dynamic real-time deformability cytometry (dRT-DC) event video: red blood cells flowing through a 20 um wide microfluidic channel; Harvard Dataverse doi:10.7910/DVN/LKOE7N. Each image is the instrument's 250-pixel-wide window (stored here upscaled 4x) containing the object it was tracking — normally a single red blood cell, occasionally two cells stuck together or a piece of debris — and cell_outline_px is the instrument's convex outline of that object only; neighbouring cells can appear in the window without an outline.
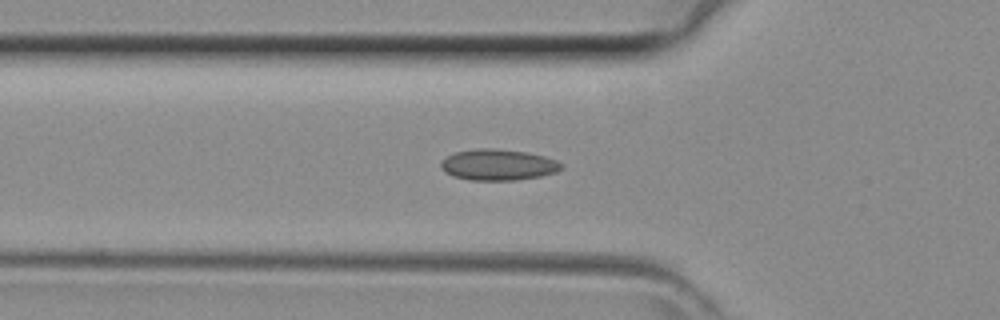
{"species": "common noctule bat (a hibernating species)", "species_latin": "Nyctalus noctula", "temperature_condition": "room temperature", "stored_images_in_passage": 39, "camera_frame_rate_fps": 3000, "um_per_image_px": 0.085, "animal": {"sex": "female", "body_mass_g": 29.2, "forearm_length_mm": 56.3}, "frame": {"image": 1, "passage_image": 14, "time_ms": 4.333, "image_size_px": [1000, 320], "cell_outline_px": [[564, 168], [556, 172], [540, 176], [516, 180], [472, 180], [452, 176], [444, 172], [440, 168], [440, 164], [448, 156], [456, 152], [480, 148], [488, 148], [524, 152], [544, 156], [556, 160], [564, 164]], "centroid_in_image_um": [42.36, 14.02], "position_along_channel_um": 83.4, "area_um2": 21.68}}
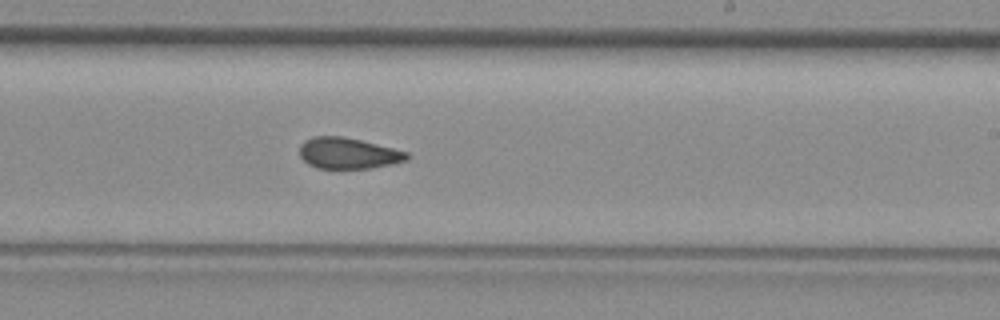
{"frame": {"image": 2, "passage_image": 25, "time_ms": 8.0, "image_size_px": [1000, 320], "cell_outline_px": [[408, 160], [392, 164], [372, 168], [316, 168], [308, 164], [300, 156], [300, 144], [304, 140], [316, 136], [340, 136], [360, 140], [408, 152]], "centroid_in_image_um": [29.58, 13.03], "position_along_channel_um": 259.4, "area_um2": 19.31}}
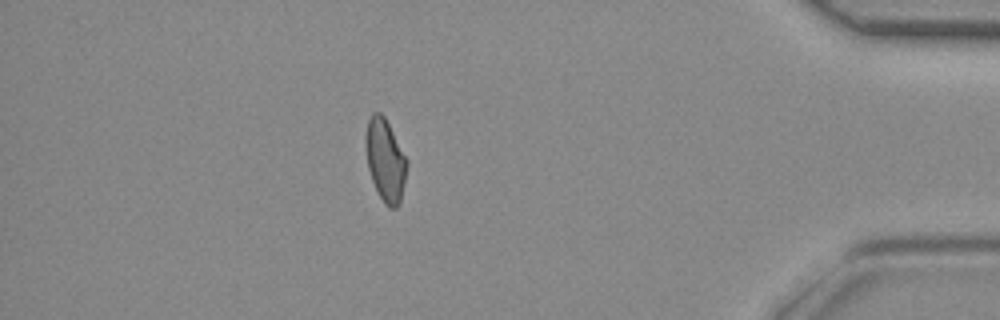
{"frame": {"image": 3, "passage_image": 37, "time_ms": 12.0, "image_size_px": [1000, 320], "cell_outline_px": [[408, 164], [404, 184], [400, 200], [396, 208], [388, 208], [384, 204], [372, 180], [368, 168], [364, 144], [364, 136], [368, 120], [372, 112], [380, 112], [384, 116], [408, 160]], "centroid_in_image_um": [32.73, 13.59], "position_along_channel_um": 402.5, "area_um2": 19.88}}